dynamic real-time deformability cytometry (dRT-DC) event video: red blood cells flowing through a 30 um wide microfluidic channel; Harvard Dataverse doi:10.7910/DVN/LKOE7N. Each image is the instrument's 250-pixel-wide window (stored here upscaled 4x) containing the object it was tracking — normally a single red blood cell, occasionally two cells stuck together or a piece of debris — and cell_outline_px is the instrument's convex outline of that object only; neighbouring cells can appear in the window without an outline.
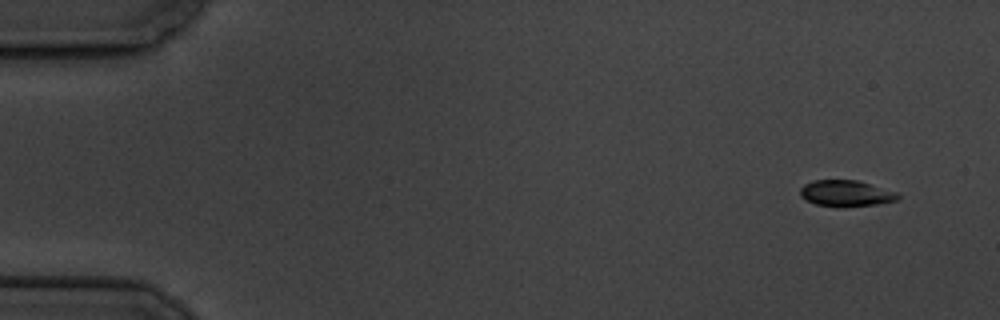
{"species": "common noctule bat (a hibernating species)", "species_latin": "Nyctalus noctula", "temperature_condition": "cold", "stored_images_in_passage": 6, "camera_frame_rate_fps": 3000, "um_per_image_px": 0.085, "animal": {"sex": "male", "body_mass_g": 19.5, "forearm_length_mm": 54.6}, "frame": {"image": 1, "passage_image": 1, "time_ms": 0.0, "image_size_px": [1000, 320], "cell_outline_px": [[900, 196], [896, 200], [876, 204], [840, 208], [816, 204], [800, 196], [800, 188], [804, 184], [812, 180], [856, 180], [900, 192]], "centroid_in_image_um": [71.92, 16.44], "position_along_channel_um": 13.1, "area_um2": 15.09}}
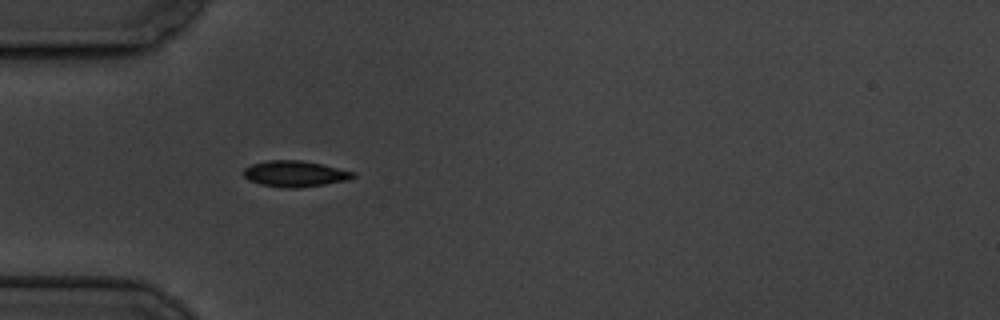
{"frame": {"image": 2, "passage_image": 5, "time_ms": 4.667, "image_size_px": [1000, 320], "cell_outline_px": [[356, 176], [348, 180], [324, 184], [296, 188], [284, 188], [260, 184], [248, 180], [244, 176], [244, 168], [252, 164], [268, 160], [300, 160], [320, 164], [356, 172]], "centroid_in_image_um": [25.06, 14.77], "position_along_channel_um": 59.9, "area_um2": 16.53}}
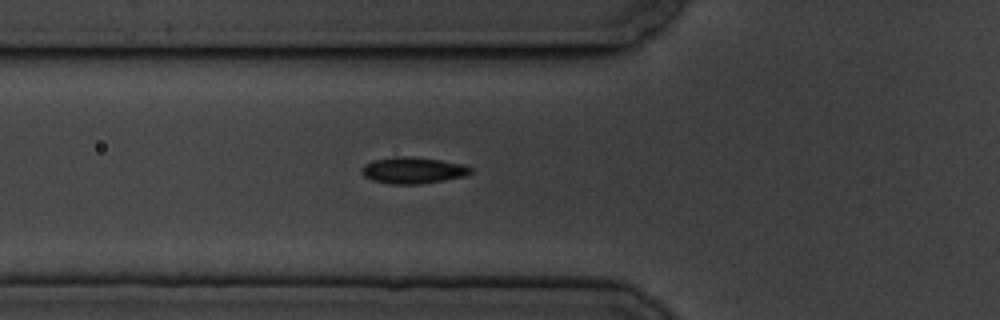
{"frame": {"image": 3, "passage_image": 6, "time_ms": 5.667, "image_size_px": [1000, 320], "cell_outline_px": [[472, 172], [464, 176], [444, 180], [420, 184], [392, 184], [372, 180], [364, 176], [360, 172], [360, 168], [364, 164], [372, 160], [392, 156], [412, 156], [440, 160], [464, 164], [472, 168]], "centroid_in_image_um": [35.06, 14.46], "position_along_channel_um": 90.7, "area_um2": 16.99}}